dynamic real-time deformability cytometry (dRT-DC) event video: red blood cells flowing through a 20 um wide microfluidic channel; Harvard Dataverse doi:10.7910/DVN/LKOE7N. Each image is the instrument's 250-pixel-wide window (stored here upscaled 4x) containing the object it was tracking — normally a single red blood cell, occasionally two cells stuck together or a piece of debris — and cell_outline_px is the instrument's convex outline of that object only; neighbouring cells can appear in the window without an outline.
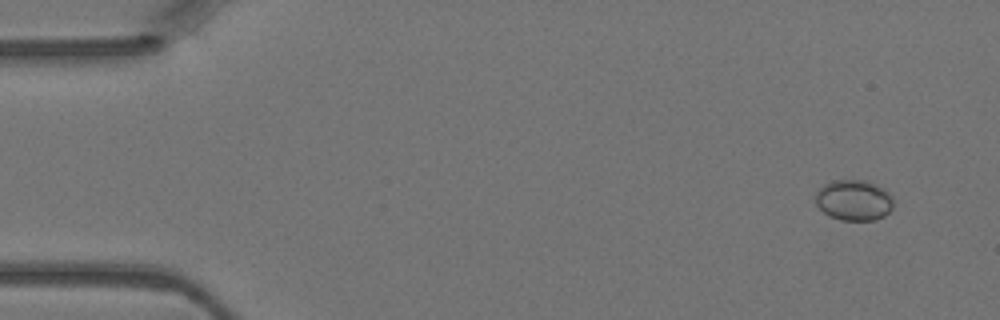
{"species": "Egyptian fruit bat (a non-hibernating species)", "species_latin": "Rousettus aegyptiacus", "temperature_condition": "warm", "stored_images_in_passage": 4, "camera_frame_rate_fps": 3000, "um_per_image_px": 0.085, "animal": {"sex": "female"}, "frame": {"image": 1, "passage_image": 1, "time_ms": 0.0, "image_size_px": [1000, 320], "cell_outline_px": [[892, 208], [884, 216], [876, 220], [840, 220], [828, 216], [816, 204], [816, 192], [824, 184], [832, 180], [864, 180], [876, 184], [884, 188], [892, 196]], "centroid_in_image_um": [72.57, 17.01], "position_along_channel_um": 12.4, "area_um2": 18.55}}
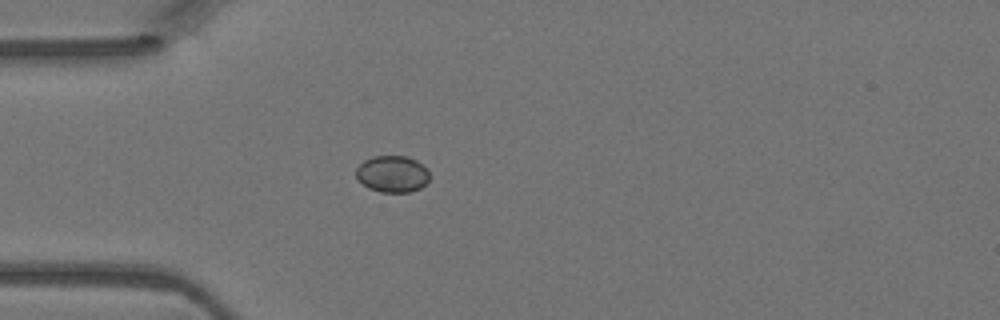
{"frame": {"image": 2, "passage_image": 4, "time_ms": 1.0, "image_size_px": [1000, 320], "cell_outline_px": [[432, 176], [420, 188], [412, 192], [380, 192], [368, 188], [356, 176], [356, 168], [364, 160], [372, 156], [408, 156], [424, 164], [428, 168]], "centroid_in_image_um": [33.4, 14.78], "position_along_channel_um": 51.6, "area_um2": 15.95}}